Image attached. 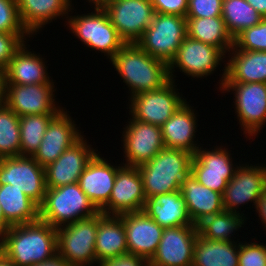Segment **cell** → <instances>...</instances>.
<instances>
[{
  "mask_svg": "<svg viewBox=\"0 0 266 266\" xmlns=\"http://www.w3.org/2000/svg\"><path fill=\"white\" fill-rule=\"evenodd\" d=\"M110 61L131 90L130 97L158 90L170 81L168 64L150 56L137 43H125Z\"/></svg>",
  "mask_w": 266,
  "mask_h": 266,
  "instance_id": "obj_2",
  "label": "cell"
},
{
  "mask_svg": "<svg viewBox=\"0 0 266 266\" xmlns=\"http://www.w3.org/2000/svg\"><path fill=\"white\" fill-rule=\"evenodd\" d=\"M224 55L219 48L187 36L178 48L175 58L168 65L169 78L173 81L174 68L177 67L186 73L185 75L193 78L209 76L218 64H221Z\"/></svg>",
  "mask_w": 266,
  "mask_h": 266,
  "instance_id": "obj_13",
  "label": "cell"
},
{
  "mask_svg": "<svg viewBox=\"0 0 266 266\" xmlns=\"http://www.w3.org/2000/svg\"><path fill=\"white\" fill-rule=\"evenodd\" d=\"M242 217V213L228 211L209 216L197 225L198 234L205 239L232 241V233L244 225L246 217Z\"/></svg>",
  "mask_w": 266,
  "mask_h": 266,
  "instance_id": "obj_34",
  "label": "cell"
},
{
  "mask_svg": "<svg viewBox=\"0 0 266 266\" xmlns=\"http://www.w3.org/2000/svg\"><path fill=\"white\" fill-rule=\"evenodd\" d=\"M146 196L137 166H121L114 181L108 204L100 211L104 215H120L143 211Z\"/></svg>",
  "mask_w": 266,
  "mask_h": 266,
  "instance_id": "obj_14",
  "label": "cell"
},
{
  "mask_svg": "<svg viewBox=\"0 0 266 266\" xmlns=\"http://www.w3.org/2000/svg\"><path fill=\"white\" fill-rule=\"evenodd\" d=\"M11 184L40 206L46 194L45 169L32 156L0 158V186Z\"/></svg>",
  "mask_w": 266,
  "mask_h": 266,
  "instance_id": "obj_8",
  "label": "cell"
},
{
  "mask_svg": "<svg viewBox=\"0 0 266 266\" xmlns=\"http://www.w3.org/2000/svg\"><path fill=\"white\" fill-rule=\"evenodd\" d=\"M94 10L91 14L67 17V25L85 45L106 54L111 60L125 41L111 24L104 8L94 7Z\"/></svg>",
  "mask_w": 266,
  "mask_h": 266,
  "instance_id": "obj_7",
  "label": "cell"
},
{
  "mask_svg": "<svg viewBox=\"0 0 266 266\" xmlns=\"http://www.w3.org/2000/svg\"><path fill=\"white\" fill-rule=\"evenodd\" d=\"M230 156L223 146H217L211 151L200 147L192 157L191 174L202 185L223 195L237 169Z\"/></svg>",
  "mask_w": 266,
  "mask_h": 266,
  "instance_id": "obj_12",
  "label": "cell"
},
{
  "mask_svg": "<svg viewBox=\"0 0 266 266\" xmlns=\"http://www.w3.org/2000/svg\"><path fill=\"white\" fill-rule=\"evenodd\" d=\"M63 109L50 121L38 150L32 156L42 167L54 162L81 137V131Z\"/></svg>",
  "mask_w": 266,
  "mask_h": 266,
  "instance_id": "obj_21",
  "label": "cell"
},
{
  "mask_svg": "<svg viewBox=\"0 0 266 266\" xmlns=\"http://www.w3.org/2000/svg\"><path fill=\"white\" fill-rule=\"evenodd\" d=\"M11 227V225L5 220L2 208H1V202H0V237L2 238L5 234V232Z\"/></svg>",
  "mask_w": 266,
  "mask_h": 266,
  "instance_id": "obj_48",
  "label": "cell"
},
{
  "mask_svg": "<svg viewBox=\"0 0 266 266\" xmlns=\"http://www.w3.org/2000/svg\"><path fill=\"white\" fill-rule=\"evenodd\" d=\"M143 211L164 229L194 225L180 190L146 199Z\"/></svg>",
  "mask_w": 266,
  "mask_h": 266,
  "instance_id": "obj_26",
  "label": "cell"
},
{
  "mask_svg": "<svg viewBox=\"0 0 266 266\" xmlns=\"http://www.w3.org/2000/svg\"><path fill=\"white\" fill-rule=\"evenodd\" d=\"M71 0H17L22 25L30 35L60 16H68Z\"/></svg>",
  "mask_w": 266,
  "mask_h": 266,
  "instance_id": "obj_29",
  "label": "cell"
},
{
  "mask_svg": "<svg viewBox=\"0 0 266 266\" xmlns=\"http://www.w3.org/2000/svg\"><path fill=\"white\" fill-rule=\"evenodd\" d=\"M180 191L196 226L205 218L224 211L222 194L199 183L191 173L182 182Z\"/></svg>",
  "mask_w": 266,
  "mask_h": 266,
  "instance_id": "obj_25",
  "label": "cell"
},
{
  "mask_svg": "<svg viewBox=\"0 0 266 266\" xmlns=\"http://www.w3.org/2000/svg\"><path fill=\"white\" fill-rule=\"evenodd\" d=\"M29 35V36H28ZM30 34L0 33V67L5 68Z\"/></svg>",
  "mask_w": 266,
  "mask_h": 266,
  "instance_id": "obj_41",
  "label": "cell"
},
{
  "mask_svg": "<svg viewBox=\"0 0 266 266\" xmlns=\"http://www.w3.org/2000/svg\"><path fill=\"white\" fill-rule=\"evenodd\" d=\"M103 8L125 43H136L155 15L150 0H110Z\"/></svg>",
  "mask_w": 266,
  "mask_h": 266,
  "instance_id": "obj_10",
  "label": "cell"
},
{
  "mask_svg": "<svg viewBox=\"0 0 266 266\" xmlns=\"http://www.w3.org/2000/svg\"><path fill=\"white\" fill-rule=\"evenodd\" d=\"M0 266H16L12 261L8 260L1 252H0Z\"/></svg>",
  "mask_w": 266,
  "mask_h": 266,
  "instance_id": "obj_49",
  "label": "cell"
},
{
  "mask_svg": "<svg viewBox=\"0 0 266 266\" xmlns=\"http://www.w3.org/2000/svg\"><path fill=\"white\" fill-rule=\"evenodd\" d=\"M99 266H149L148 261L131 253L120 255L100 263Z\"/></svg>",
  "mask_w": 266,
  "mask_h": 266,
  "instance_id": "obj_43",
  "label": "cell"
},
{
  "mask_svg": "<svg viewBox=\"0 0 266 266\" xmlns=\"http://www.w3.org/2000/svg\"><path fill=\"white\" fill-rule=\"evenodd\" d=\"M187 36L219 48L225 55L234 46L222 17L186 18Z\"/></svg>",
  "mask_w": 266,
  "mask_h": 266,
  "instance_id": "obj_32",
  "label": "cell"
},
{
  "mask_svg": "<svg viewBox=\"0 0 266 266\" xmlns=\"http://www.w3.org/2000/svg\"><path fill=\"white\" fill-rule=\"evenodd\" d=\"M221 17L233 39L264 18L246 0H223Z\"/></svg>",
  "mask_w": 266,
  "mask_h": 266,
  "instance_id": "obj_33",
  "label": "cell"
},
{
  "mask_svg": "<svg viewBox=\"0 0 266 266\" xmlns=\"http://www.w3.org/2000/svg\"><path fill=\"white\" fill-rule=\"evenodd\" d=\"M0 202L5 220L11 226L39 220V206L11 184L0 186Z\"/></svg>",
  "mask_w": 266,
  "mask_h": 266,
  "instance_id": "obj_31",
  "label": "cell"
},
{
  "mask_svg": "<svg viewBox=\"0 0 266 266\" xmlns=\"http://www.w3.org/2000/svg\"><path fill=\"white\" fill-rule=\"evenodd\" d=\"M256 242H240L239 266H266V246Z\"/></svg>",
  "mask_w": 266,
  "mask_h": 266,
  "instance_id": "obj_39",
  "label": "cell"
},
{
  "mask_svg": "<svg viewBox=\"0 0 266 266\" xmlns=\"http://www.w3.org/2000/svg\"><path fill=\"white\" fill-rule=\"evenodd\" d=\"M33 266H72L70 263L65 261L59 254H56L49 260Z\"/></svg>",
  "mask_w": 266,
  "mask_h": 266,
  "instance_id": "obj_46",
  "label": "cell"
},
{
  "mask_svg": "<svg viewBox=\"0 0 266 266\" xmlns=\"http://www.w3.org/2000/svg\"><path fill=\"white\" fill-rule=\"evenodd\" d=\"M223 0H188L186 18L221 17Z\"/></svg>",
  "mask_w": 266,
  "mask_h": 266,
  "instance_id": "obj_40",
  "label": "cell"
},
{
  "mask_svg": "<svg viewBox=\"0 0 266 266\" xmlns=\"http://www.w3.org/2000/svg\"><path fill=\"white\" fill-rule=\"evenodd\" d=\"M243 165V166H242ZM237 166L222 195L224 211L240 214L236 209L249 201L257 204L266 187V165Z\"/></svg>",
  "mask_w": 266,
  "mask_h": 266,
  "instance_id": "obj_15",
  "label": "cell"
},
{
  "mask_svg": "<svg viewBox=\"0 0 266 266\" xmlns=\"http://www.w3.org/2000/svg\"><path fill=\"white\" fill-rule=\"evenodd\" d=\"M229 53L232 57L223 69L219 89L224 83H266V51H243L233 46Z\"/></svg>",
  "mask_w": 266,
  "mask_h": 266,
  "instance_id": "obj_23",
  "label": "cell"
},
{
  "mask_svg": "<svg viewBox=\"0 0 266 266\" xmlns=\"http://www.w3.org/2000/svg\"><path fill=\"white\" fill-rule=\"evenodd\" d=\"M221 88V91H233L239 124L245 135L255 137L266 124V83H224Z\"/></svg>",
  "mask_w": 266,
  "mask_h": 266,
  "instance_id": "obj_11",
  "label": "cell"
},
{
  "mask_svg": "<svg viewBox=\"0 0 266 266\" xmlns=\"http://www.w3.org/2000/svg\"><path fill=\"white\" fill-rule=\"evenodd\" d=\"M0 252L16 266H33L57 254V228L41 220L12 225L0 238Z\"/></svg>",
  "mask_w": 266,
  "mask_h": 266,
  "instance_id": "obj_1",
  "label": "cell"
},
{
  "mask_svg": "<svg viewBox=\"0 0 266 266\" xmlns=\"http://www.w3.org/2000/svg\"><path fill=\"white\" fill-rule=\"evenodd\" d=\"M57 114L20 116V155L33 156L42 142L50 121Z\"/></svg>",
  "mask_w": 266,
  "mask_h": 266,
  "instance_id": "obj_35",
  "label": "cell"
},
{
  "mask_svg": "<svg viewBox=\"0 0 266 266\" xmlns=\"http://www.w3.org/2000/svg\"><path fill=\"white\" fill-rule=\"evenodd\" d=\"M100 211L80 188L79 183L47 188L39 206V220L61 227L98 214Z\"/></svg>",
  "mask_w": 266,
  "mask_h": 266,
  "instance_id": "obj_4",
  "label": "cell"
},
{
  "mask_svg": "<svg viewBox=\"0 0 266 266\" xmlns=\"http://www.w3.org/2000/svg\"><path fill=\"white\" fill-rule=\"evenodd\" d=\"M187 101L161 126L165 148L184 150L193 156L200 148L194 143L196 115Z\"/></svg>",
  "mask_w": 266,
  "mask_h": 266,
  "instance_id": "obj_24",
  "label": "cell"
},
{
  "mask_svg": "<svg viewBox=\"0 0 266 266\" xmlns=\"http://www.w3.org/2000/svg\"><path fill=\"white\" fill-rule=\"evenodd\" d=\"M123 131L126 166H139L157 155L163 148L161 126L131 119Z\"/></svg>",
  "mask_w": 266,
  "mask_h": 266,
  "instance_id": "obj_18",
  "label": "cell"
},
{
  "mask_svg": "<svg viewBox=\"0 0 266 266\" xmlns=\"http://www.w3.org/2000/svg\"><path fill=\"white\" fill-rule=\"evenodd\" d=\"M196 225L165 228L149 266H192Z\"/></svg>",
  "mask_w": 266,
  "mask_h": 266,
  "instance_id": "obj_16",
  "label": "cell"
},
{
  "mask_svg": "<svg viewBox=\"0 0 266 266\" xmlns=\"http://www.w3.org/2000/svg\"><path fill=\"white\" fill-rule=\"evenodd\" d=\"M96 154L82 136L76 143L66 149L45 169L46 187L58 188L79 182V177L88 162Z\"/></svg>",
  "mask_w": 266,
  "mask_h": 266,
  "instance_id": "obj_19",
  "label": "cell"
},
{
  "mask_svg": "<svg viewBox=\"0 0 266 266\" xmlns=\"http://www.w3.org/2000/svg\"><path fill=\"white\" fill-rule=\"evenodd\" d=\"M126 253L128 246L122 219L116 215H104L99 212L95 241L97 264Z\"/></svg>",
  "mask_w": 266,
  "mask_h": 266,
  "instance_id": "obj_27",
  "label": "cell"
},
{
  "mask_svg": "<svg viewBox=\"0 0 266 266\" xmlns=\"http://www.w3.org/2000/svg\"><path fill=\"white\" fill-rule=\"evenodd\" d=\"M192 157L184 150L164 147L151 160L137 166L146 199L180 190L191 173Z\"/></svg>",
  "mask_w": 266,
  "mask_h": 266,
  "instance_id": "obj_3",
  "label": "cell"
},
{
  "mask_svg": "<svg viewBox=\"0 0 266 266\" xmlns=\"http://www.w3.org/2000/svg\"><path fill=\"white\" fill-rule=\"evenodd\" d=\"M120 167L111 165L96 153L79 177L80 188L99 211L109 202Z\"/></svg>",
  "mask_w": 266,
  "mask_h": 266,
  "instance_id": "obj_22",
  "label": "cell"
},
{
  "mask_svg": "<svg viewBox=\"0 0 266 266\" xmlns=\"http://www.w3.org/2000/svg\"><path fill=\"white\" fill-rule=\"evenodd\" d=\"M54 91L53 80L47 84H7L6 105L19 117L58 114L63 108L56 106Z\"/></svg>",
  "mask_w": 266,
  "mask_h": 266,
  "instance_id": "obj_17",
  "label": "cell"
},
{
  "mask_svg": "<svg viewBox=\"0 0 266 266\" xmlns=\"http://www.w3.org/2000/svg\"><path fill=\"white\" fill-rule=\"evenodd\" d=\"M20 117L7 105L0 107V158L20 156Z\"/></svg>",
  "mask_w": 266,
  "mask_h": 266,
  "instance_id": "obj_36",
  "label": "cell"
},
{
  "mask_svg": "<svg viewBox=\"0 0 266 266\" xmlns=\"http://www.w3.org/2000/svg\"><path fill=\"white\" fill-rule=\"evenodd\" d=\"M234 47L243 51H266V18L238 34L234 38Z\"/></svg>",
  "mask_w": 266,
  "mask_h": 266,
  "instance_id": "obj_37",
  "label": "cell"
},
{
  "mask_svg": "<svg viewBox=\"0 0 266 266\" xmlns=\"http://www.w3.org/2000/svg\"><path fill=\"white\" fill-rule=\"evenodd\" d=\"M118 216L124 223L128 253L149 261L156 252L164 228L144 211L128 212Z\"/></svg>",
  "mask_w": 266,
  "mask_h": 266,
  "instance_id": "obj_20",
  "label": "cell"
},
{
  "mask_svg": "<svg viewBox=\"0 0 266 266\" xmlns=\"http://www.w3.org/2000/svg\"><path fill=\"white\" fill-rule=\"evenodd\" d=\"M6 92L7 83L5 68L0 67V107L6 105Z\"/></svg>",
  "mask_w": 266,
  "mask_h": 266,
  "instance_id": "obj_45",
  "label": "cell"
},
{
  "mask_svg": "<svg viewBox=\"0 0 266 266\" xmlns=\"http://www.w3.org/2000/svg\"><path fill=\"white\" fill-rule=\"evenodd\" d=\"M0 33L29 34L21 23L17 0H0Z\"/></svg>",
  "mask_w": 266,
  "mask_h": 266,
  "instance_id": "obj_38",
  "label": "cell"
},
{
  "mask_svg": "<svg viewBox=\"0 0 266 266\" xmlns=\"http://www.w3.org/2000/svg\"><path fill=\"white\" fill-rule=\"evenodd\" d=\"M239 245L234 240L217 241L198 234L192 266H239Z\"/></svg>",
  "mask_w": 266,
  "mask_h": 266,
  "instance_id": "obj_30",
  "label": "cell"
},
{
  "mask_svg": "<svg viewBox=\"0 0 266 266\" xmlns=\"http://www.w3.org/2000/svg\"><path fill=\"white\" fill-rule=\"evenodd\" d=\"M256 212L259 213L261 223L266 228V187L263 191V194L260 196L257 204L255 205Z\"/></svg>",
  "mask_w": 266,
  "mask_h": 266,
  "instance_id": "obj_44",
  "label": "cell"
},
{
  "mask_svg": "<svg viewBox=\"0 0 266 266\" xmlns=\"http://www.w3.org/2000/svg\"><path fill=\"white\" fill-rule=\"evenodd\" d=\"M155 13L186 17L188 0H150Z\"/></svg>",
  "mask_w": 266,
  "mask_h": 266,
  "instance_id": "obj_42",
  "label": "cell"
},
{
  "mask_svg": "<svg viewBox=\"0 0 266 266\" xmlns=\"http://www.w3.org/2000/svg\"><path fill=\"white\" fill-rule=\"evenodd\" d=\"M89 3H93L94 7H103L106 5L110 0H88Z\"/></svg>",
  "mask_w": 266,
  "mask_h": 266,
  "instance_id": "obj_50",
  "label": "cell"
},
{
  "mask_svg": "<svg viewBox=\"0 0 266 266\" xmlns=\"http://www.w3.org/2000/svg\"><path fill=\"white\" fill-rule=\"evenodd\" d=\"M26 46L24 42L5 67L6 83L17 85L49 83L51 79L42 57L27 50Z\"/></svg>",
  "mask_w": 266,
  "mask_h": 266,
  "instance_id": "obj_28",
  "label": "cell"
},
{
  "mask_svg": "<svg viewBox=\"0 0 266 266\" xmlns=\"http://www.w3.org/2000/svg\"><path fill=\"white\" fill-rule=\"evenodd\" d=\"M170 80L162 88L141 92L132 96L129 101L133 119L162 126L185 102L174 83Z\"/></svg>",
  "mask_w": 266,
  "mask_h": 266,
  "instance_id": "obj_9",
  "label": "cell"
},
{
  "mask_svg": "<svg viewBox=\"0 0 266 266\" xmlns=\"http://www.w3.org/2000/svg\"><path fill=\"white\" fill-rule=\"evenodd\" d=\"M260 15L266 18V0H246Z\"/></svg>",
  "mask_w": 266,
  "mask_h": 266,
  "instance_id": "obj_47",
  "label": "cell"
},
{
  "mask_svg": "<svg viewBox=\"0 0 266 266\" xmlns=\"http://www.w3.org/2000/svg\"><path fill=\"white\" fill-rule=\"evenodd\" d=\"M99 213L57 228V254L72 266L96 263L95 241Z\"/></svg>",
  "mask_w": 266,
  "mask_h": 266,
  "instance_id": "obj_6",
  "label": "cell"
},
{
  "mask_svg": "<svg viewBox=\"0 0 266 266\" xmlns=\"http://www.w3.org/2000/svg\"><path fill=\"white\" fill-rule=\"evenodd\" d=\"M186 37V17L155 13L151 24L136 43L150 56L169 65Z\"/></svg>",
  "mask_w": 266,
  "mask_h": 266,
  "instance_id": "obj_5",
  "label": "cell"
}]
</instances>
